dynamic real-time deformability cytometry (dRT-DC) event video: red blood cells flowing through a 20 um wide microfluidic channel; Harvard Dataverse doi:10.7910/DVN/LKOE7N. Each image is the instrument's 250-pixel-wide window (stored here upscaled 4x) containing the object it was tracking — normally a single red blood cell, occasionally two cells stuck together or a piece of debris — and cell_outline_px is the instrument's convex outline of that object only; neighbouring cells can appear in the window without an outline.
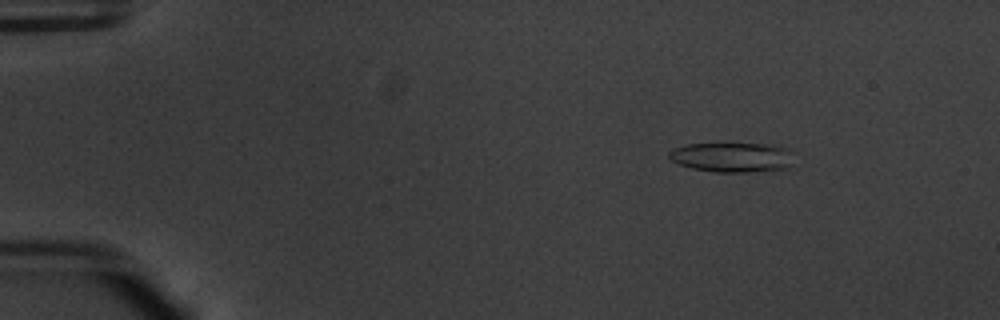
{"species": "common noctule bat (a hibernating species)", "species_latin": "Nyctalus noctula", "temperature_condition": "warm", "stored_images_in_passage": 49, "camera_frame_rate_fps": 3000, "um_per_image_px": 0.085, "animal": {"sex": "male", "body_mass_g": 20.1, "forearm_length_mm": 53.5}, "frame": {"image": 1, "passage_image": 2, "time_ms": 0.333, "image_size_px": [1000, 320], "cell_outline_px": [[792, 164], [788, 168], [748, 172], [712, 172], [692, 168], [680, 164], [672, 160], [668, 156], [668, 152], [676, 148], [688, 144], [728, 140], [764, 144], [784, 148], [792, 152]], "centroid_in_image_um": [62.21, 13.32], "position_along_channel_um": 22.8, "area_um2": 22.48}}
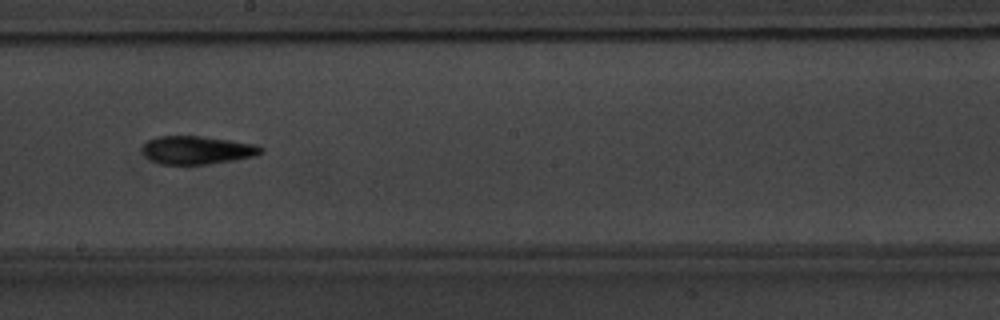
{"frame": {"image": 2, "passage_image": 26, "time_ms": 8.333, "image_size_px": [1000, 320], "cell_outline_px": [[264, 152], [252, 156], [232, 160], [208, 164], [160, 164], [152, 160], [144, 152], [144, 144], [148, 140], [156, 136], [200, 136], [256, 144], [264, 148]], "centroid_in_image_um": [16.78, 12.75], "position_along_channel_um": 231.4, "area_um2": 19.13}}
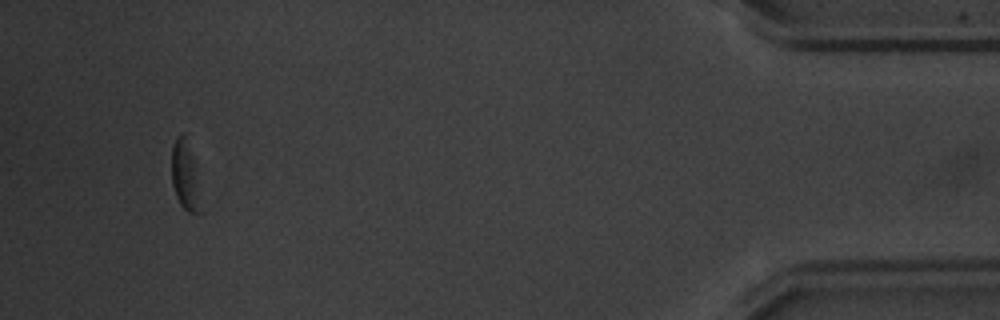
{"frame": {"image": 3, "passage_image": 46, "time_ms": 15.0, "image_size_px": [1000, 320], "cell_outline_px": [[204, 212], [188, 212], [180, 204], [176, 196], [172, 184], [172, 144], [184, 132], [196, 160]], "centroid_in_image_um": [15.81, 14.97], "position_along_channel_um": 419.4, "area_um2": 12.43}, "authors_computed_cell_mechanics": {"area_um2": 18.8428, "velocity_mm_per_s": 3.7664, "shape_relaxation_time_tau1_ms": 2.8277, "shape_relaxation_time_tau2_ms": 7.362, "deformation_change_tau1": 0.1186, "deformation_change_tau2": 0.1972}}